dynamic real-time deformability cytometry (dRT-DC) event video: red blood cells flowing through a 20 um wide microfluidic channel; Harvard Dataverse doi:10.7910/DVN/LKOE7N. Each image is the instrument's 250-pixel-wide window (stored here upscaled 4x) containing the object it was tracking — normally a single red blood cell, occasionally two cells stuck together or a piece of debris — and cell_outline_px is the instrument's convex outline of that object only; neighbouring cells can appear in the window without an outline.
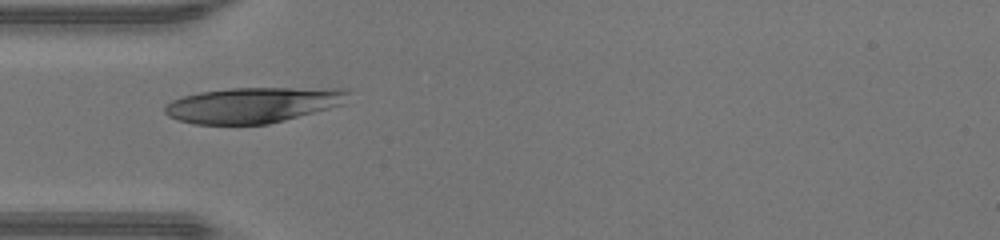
{"species": "human", "species_latin": "Homo sapiens", "temperature_condition": "warm", "stored_images_in_passage": 33, "camera_frame_rate_fps": 3000, "um_per_image_px": 0.085, "donor": {"sex": "male"}, "frame": {"image": 1, "passage_image": 1, "time_ms": 0.0, "image_size_px": [1000, 240], "cell_outline_px": [[352, 92], [344, 104], [284, 120], [268, 124], [192, 124], [176, 120], [168, 116], [164, 112], [164, 104], [172, 100], [184, 96], [200, 92], [232, 88], [348, 88]], "centroid_in_image_um": [21.51, 8.92], "position_along_channel_um": 63.5, "area_um2": 38.21}}
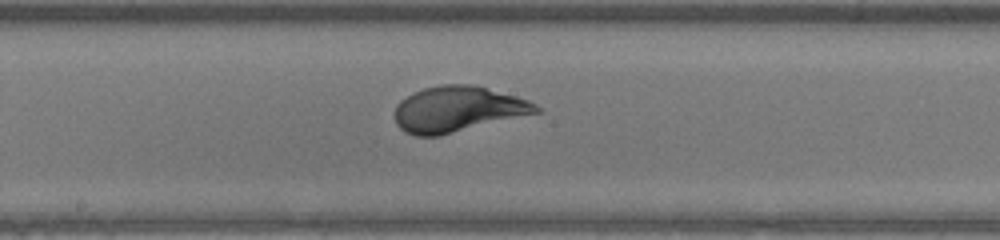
{"frame": {"image": 2, "passage_image": 11, "time_ms": 3.333, "image_size_px": [1000, 240], "cell_outline_px": [[540, 112], [440, 136], [416, 136], [404, 132], [396, 124], [396, 104], [400, 100], [424, 88], [440, 84], [472, 84], [516, 96], [528, 100], [536, 104], [540, 108]], "centroid_in_image_um": [38.9, 9.29], "position_along_channel_um": 209.3, "area_um2": 37.51}}
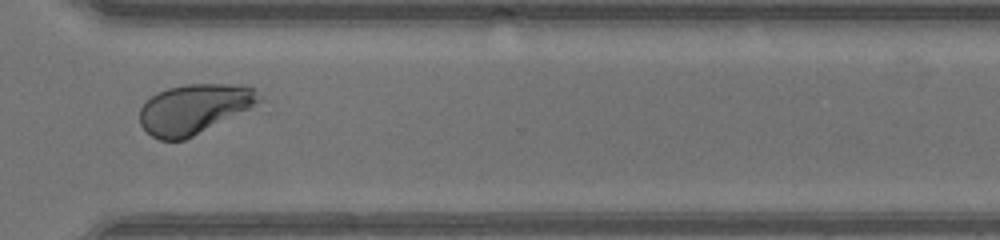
{"frame": {"image": 3, "passage_image": 21, "time_ms": 6.667, "image_size_px": [1000, 240], "cell_outline_px": [[264, 112], [184, 140], [160, 140], [152, 136], [140, 124], [140, 108], [152, 96], [168, 88], [184, 84], [244, 84], [252, 88], [264, 96]], "centroid_in_image_um": [16.85, 9.3], "position_along_channel_um": 353.7, "area_um2": 37.57}, "authors_computed_cell_mechanics": {"area_um2": 37.57, "velocity_mm_per_s": 4.3435, "shape_relaxation_time_tau1_ms": 2.8823, "shape_relaxation_time_tau2_ms": null, "deformation_change_tau1": 0.2085, "deformation_change_tau2": null}}